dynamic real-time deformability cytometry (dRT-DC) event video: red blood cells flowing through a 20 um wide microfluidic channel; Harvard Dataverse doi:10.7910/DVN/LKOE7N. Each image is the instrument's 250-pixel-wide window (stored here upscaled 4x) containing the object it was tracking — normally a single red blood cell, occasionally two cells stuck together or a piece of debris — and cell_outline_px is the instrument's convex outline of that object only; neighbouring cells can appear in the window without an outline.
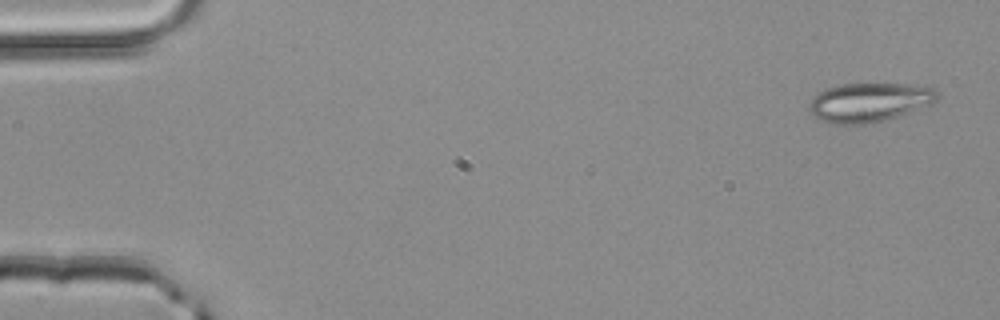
{"species": "common noctule bat (a hibernating species)", "species_latin": "Nyctalus noctula", "temperature_condition": "room temperature", "stored_images_in_passage": 11, "camera_frame_rate_fps": 3000, "um_per_image_px": 0.085, "animal": {"sex": "male", "body_mass_g": 20.4}, "frame": {"image": 1, "passage_image": 1, "time_ms": 0.0, "image_size_px": [1000, 320], "cell_outline_px": [[940, 96], [932, 104], [900, 116], [888, 120], [864, 124], [836, 124], [812, 116], [808, 108], [808, 104], [812, 96], [816, 92], [824, 88], [840, 84], [908, 84], [936, 88], [940, 92]], "centroid_in_image_um": [73.89, 8.69], "position_along_channel_um": 11.1, "area_um2": 29.71}}